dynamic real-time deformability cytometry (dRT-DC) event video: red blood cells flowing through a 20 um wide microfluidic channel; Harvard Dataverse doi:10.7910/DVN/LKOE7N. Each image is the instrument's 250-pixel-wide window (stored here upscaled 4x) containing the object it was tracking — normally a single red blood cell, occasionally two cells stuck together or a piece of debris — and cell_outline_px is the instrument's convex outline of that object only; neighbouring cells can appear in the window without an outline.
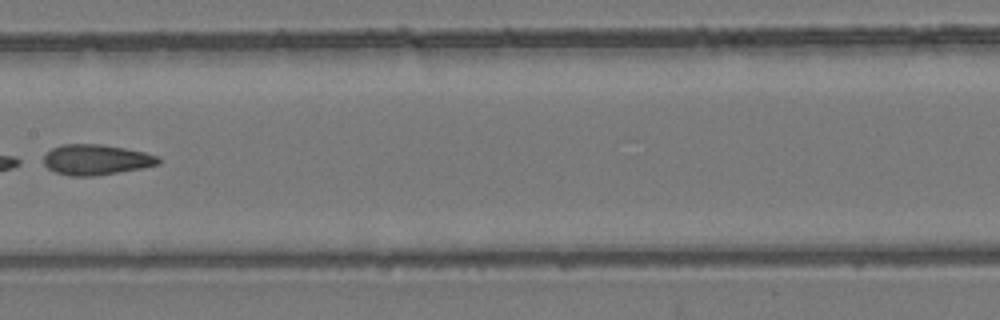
{"species": "common noctule bat (a hibernating species)", "species_latin": "Nyctalus noctula", "temperature_condition": "room temperature", "stored_images_in_passage": 8, "camera_frame_rate_fps": 3000, "um_per_image_px": 0.085, "animal": {"sex": "female", "body_mass_g": 24.6, "forearm_length_mm": 56.2}, "frame": {"image": 1, "passage_image": 7, "time_ms": 8.333, "image_size_px": [1000, 320], "cell_outline_px": [[160, 164], [140, 168], [96, 176], [68, 176], [56, 172], [48, 168], [44, 164], [44, 156], [52, 148], [60, 144], [100, 144], [124, 148], [144, 152], [156, 156], [160, 160]], "centroid_in_image_um": [8.14, 13.57], "position_along_channel_um": 199.3, "area_um2": 20.23}}
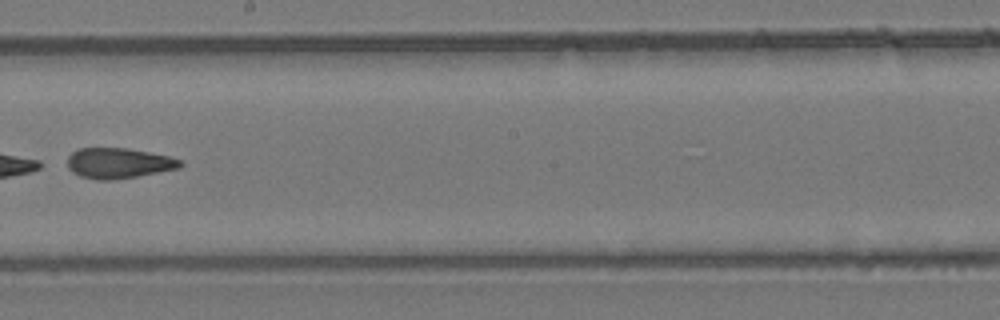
{"frame": {"image": 2, "passage_image": 8, "time_ms": 9.333, "image_size_px": [1000, 320], "cell_outline_px": [[184, 164], [180, 168], [136, 176], [112, 180], [96, 180], [80, 176], [72, 172], [68, 168], [68, 156], [72, 152], [80, 148], [128, 148], [168, 156], [184, 160]], "centroid_in_image_um": [10.09, 13.87], "position_along_channel_um": 238.1, "area_um2": 20.06}}